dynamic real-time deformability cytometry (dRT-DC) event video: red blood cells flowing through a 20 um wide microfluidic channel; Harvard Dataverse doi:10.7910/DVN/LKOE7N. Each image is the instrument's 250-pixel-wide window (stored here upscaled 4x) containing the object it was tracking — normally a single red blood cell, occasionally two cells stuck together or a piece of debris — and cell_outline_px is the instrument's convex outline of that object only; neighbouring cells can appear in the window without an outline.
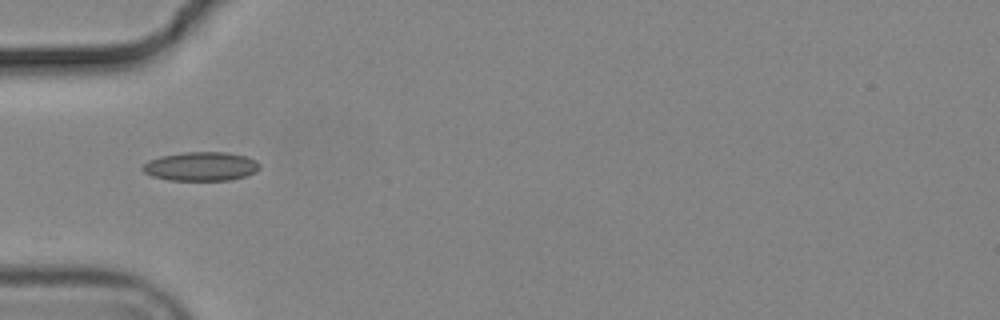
{"species": "common noctule bat (a hibernating species)", "species_latin": "Nyctalus noctula", "temperature_condition": "cold", "stored_images_in_passage": 4, "camera_frame_rate_fps": 3000, "um_per_image_px": 0.085, "animal": {"sex": "male", "body_mass_g": 19.2, "forearm_length_mm": 51.8}, "frame": {"image": 1, "passage_image": 1, "time_ms": 0.0, "image_size_px": [1000, 320], "cell_outline_px": [[260, 168], [256, 172], [244, 176], [228, 180], [168, 180], [152, 176], [144, 172], [140, 168], [148, 160], [160, 156], [184, 152], [228, 152], [244, 156], [256, 160], [260, 164]], "centroid_in_image_um": [17.07, 14.14], "position_along_channel_um": 67.9, "area_um2": 19.77}}